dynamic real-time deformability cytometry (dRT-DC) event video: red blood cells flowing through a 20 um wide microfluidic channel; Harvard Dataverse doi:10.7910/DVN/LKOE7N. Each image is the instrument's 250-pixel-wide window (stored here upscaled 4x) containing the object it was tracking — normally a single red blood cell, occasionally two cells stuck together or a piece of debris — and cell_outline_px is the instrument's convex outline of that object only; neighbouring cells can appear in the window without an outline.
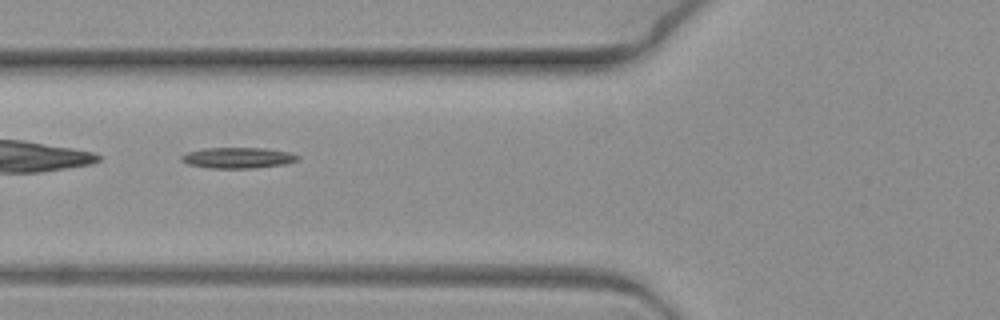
{"species": "common noctule bat (a hibernating species)", "species_latin": "Nyctalus noctula", "temperature_condition": "warm", "stored_images_in_passage": 6, "camera_frame_rate_fps": 3000, "um_per_image_px": 0.085, "animal": {"sex": "female", "body_mass_g": 19.3, "forearm_length_mm": 54.1}, "frame": {"image": 1, "passage_image": 6, "time_ms": 1.667, "image_size_px": [1000, 320], "cell_outline_px": [[300, 160], [284, 164], [252, 168], [212, 168], [188, 164], [180, 160], [180, 156], [188, 152], [204, 148], [264, 148], [292, 152], [300, 156]], "centroid_in_image_um": [20.26, 13.41], "position_along_channel_um": 105.5, "area_um2": 14.16}}